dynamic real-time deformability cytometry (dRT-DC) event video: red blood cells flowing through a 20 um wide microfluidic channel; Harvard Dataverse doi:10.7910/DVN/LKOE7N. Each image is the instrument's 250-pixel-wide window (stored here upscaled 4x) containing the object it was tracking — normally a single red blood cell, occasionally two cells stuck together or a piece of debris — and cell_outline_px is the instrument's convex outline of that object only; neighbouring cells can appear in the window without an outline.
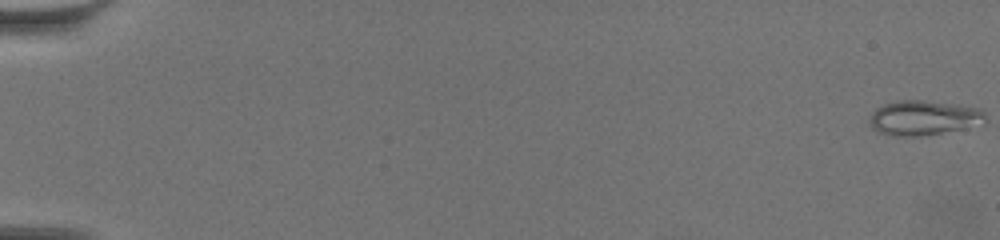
{"species": "common noctule bat (a hibernating species)", "species_latin": "Nyctalus noctula", "temperature_condition": "warm", "stored_images_in_passage": 63, "camera_frame_rate_fps": 3000, "um_per_image_px": 0.085, "animal": {"sex": "female", "body_mass_g": 19.5, "forearm_length_mm": 54.1}, "frame": {"image": 1, "passage_image": 1, "time_ms": 0.0, "image_size_px": [1000, 240], "cell_outline_px": [[984, 124], [920, 136], [892, 136], [880, 132], [872, 128], [868, 120], [872, 112], [876, 108], [884, 104], [904, 100], [920, 100], [980, 108], [984, 112]], "centroid_in_image_um": [78.47, 10.02], "position_along_channel_um": 6.5, "area_um2": 23.12}}
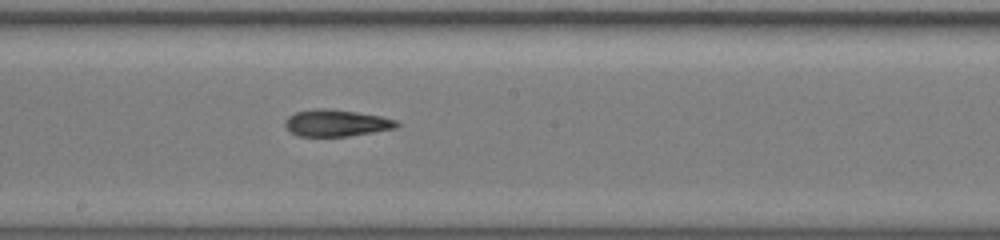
{"frame": {"image": 2, "passage_image": 37, "time_ms": 12.0, "image_size_px": [1000, 240], "cell_outline_px": [[400, 124], [396, 128], [348, 136], [296, 136], [284, 124], [284, 120], [288, 116], [296, 112], [316, 108], [328, 108], [356, 112], [380, 116], [396, 120]], "centroid_in_image_um": [28.57, 10.45], "position_along_channel_um": 219.6, "area_um2": 17.34}}
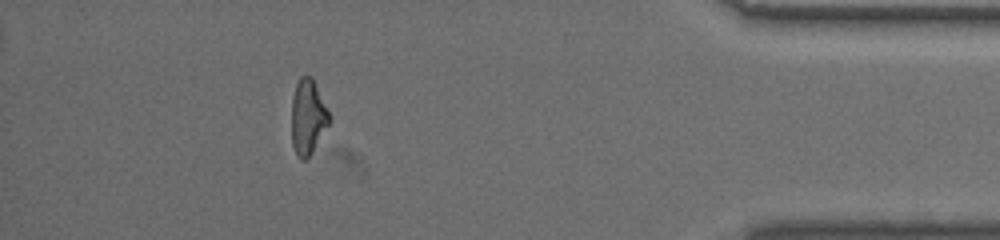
{"frame": {"image": 3, "passage_image": 57, "time_ms": 18.667, "image_size_px": [1000, 240], "cell_outline_px": [[328, 124], [312, 152], [304, 160], [300, 160], [296, 156], [292, 144], [292, 96], [296, 84], [300, 76], [312, 76], [328, 112]], "centroid_in_image_um": [26.13, 9.95], "position_along_channel_um": 409.1, "area_um2": 16.13}, "authors_computed_cell_mechanics": {"area_um2": 17.6868, "velocity_mm_per_s": 3.4703, "shape_relaxation_time_tau1_ms": null, "shape_relaxation_time_tau2_ms": 3.088, "deformation_change_tau1": null, "deformation_change_tau2": 0.1144}}